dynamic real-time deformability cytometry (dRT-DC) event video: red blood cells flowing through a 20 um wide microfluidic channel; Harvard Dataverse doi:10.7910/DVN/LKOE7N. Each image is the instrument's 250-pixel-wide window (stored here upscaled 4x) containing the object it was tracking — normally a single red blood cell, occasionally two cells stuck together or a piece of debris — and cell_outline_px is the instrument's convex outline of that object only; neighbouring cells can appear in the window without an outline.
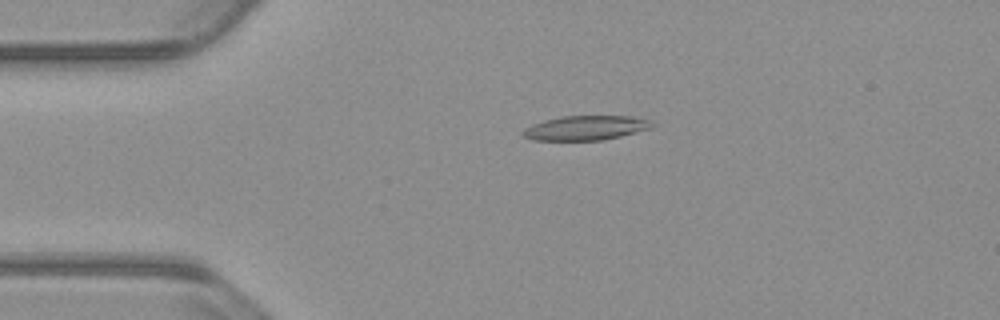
{"species": "common noctule bat (a hibernating species)", "species_latin": "Nyctalus noctula", "temperature_condition": "warm", "stored_images_in_passage": 51, "camera_frame_rate_fps": 3000, "um_per_image_px": 0.085, "animal": {"sex": "male", "body_mass_g": 23.1, "forearm_length_mm": 52.7}, "frame": {"image": 1, "passage_image": 9, "time_ms": 2.667, "image_size_px": [1000, 320], "cell_outline_px": [[652, 128], [604, 140], [532, 140], [524, 136], [520, 132], [524, 128], [532, 124], [544, 120], [560, 116], [632, 116], [652, 120]], "centroid_in_image_um": [49.77, 10.87], "position_along_channel_um": 35.2, "area_um2": 18.5}}
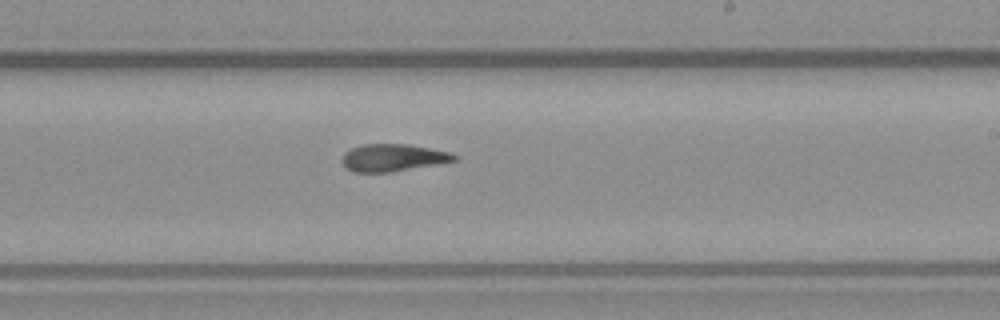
{"frame": {"image": 2, "passage_image": 29, "time_ms": 9.333, "image_size_px": [1000, 320], "cell_outline_px": [[456, 160], [392, 172], [352, 172], [344, 168], [340, 160], [344, 152], [352, 148], [364, 144], [408, 144], [448, 152], [456, 156]], "centroid_in_image_um": [33.29, 13.41], "position_along_channel_um": 255.7, "area_um2": 17.74}}
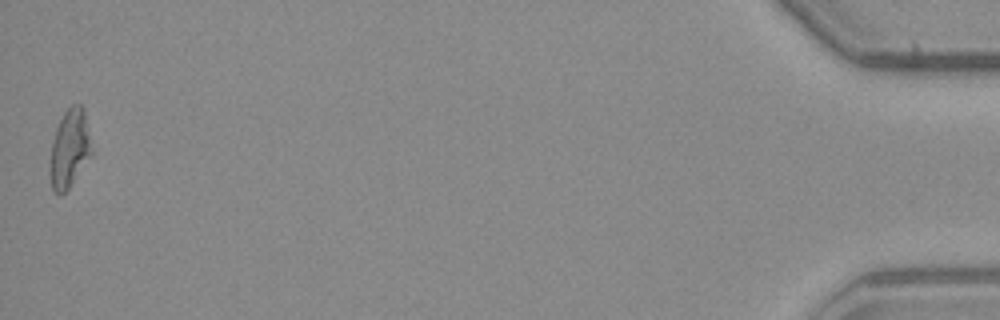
{"frame": {"image": 3, "passage_image": 51, "time_ms": 16.667, "image_size_px": [1000, 320], "cell_outline_px": [[92, 156], [68, 188], [60, 196], [52, 192], [48, 172], [52, 140], [56, 128], [64, 112], [72, 104], [80, 104], [84, 108], [92, 152]], "centroid_in_image_um": [5.88, 12.67], "position_along_channel_um": 429.3, "area_um2": 19.25}, "authors_computed_cell_mechanics": {"area_um2": 18.785, "velocity_mm_per_s": 3.8105, "shape_relaxation_time_tau1_ms": null, "shape_relaxation_time_tau2_ms": 7.651, "deformation_change_tau1": null, "deformation_change_tau2": 0.1821}}